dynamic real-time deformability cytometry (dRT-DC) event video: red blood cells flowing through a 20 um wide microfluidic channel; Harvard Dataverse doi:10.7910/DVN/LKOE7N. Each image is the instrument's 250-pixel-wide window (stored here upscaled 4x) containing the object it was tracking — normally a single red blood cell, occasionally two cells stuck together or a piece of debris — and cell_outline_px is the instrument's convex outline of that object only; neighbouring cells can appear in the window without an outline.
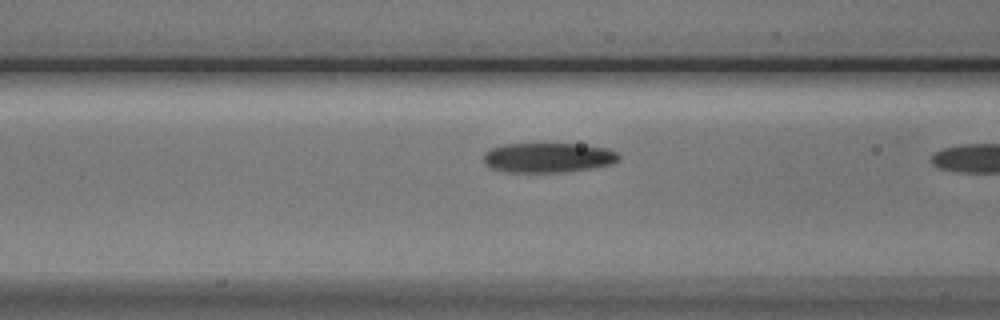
{"species": "Egyptian fruit bat (a non-hibernating species)", "species_latin": "Rousettus aegyptiacus", "temperature_condition": "cold", "stored_images_in_passage": 19, "camera_frame_rate_fps": 3000, "um_per_image_px": 0.085, "animal": {"sex": "male"}, "frame": {"image": 1, "passage_image": 18, "time_ms": 5.667, "image_size_px": [1000, 320], "cell_outline_px": [[620, 160], [612, 164], [588, 168], [560, 172], [508, 172], [492, 168], [484, 160], [484, 152], [492, 148], [504, 144], [576, 144], [604, 148], [616, 152], [620, 156]], "centroid_in_image_um": [46.58, 13.39], "position_along_channel_um": 120.0, "area_um2": 23.06}}